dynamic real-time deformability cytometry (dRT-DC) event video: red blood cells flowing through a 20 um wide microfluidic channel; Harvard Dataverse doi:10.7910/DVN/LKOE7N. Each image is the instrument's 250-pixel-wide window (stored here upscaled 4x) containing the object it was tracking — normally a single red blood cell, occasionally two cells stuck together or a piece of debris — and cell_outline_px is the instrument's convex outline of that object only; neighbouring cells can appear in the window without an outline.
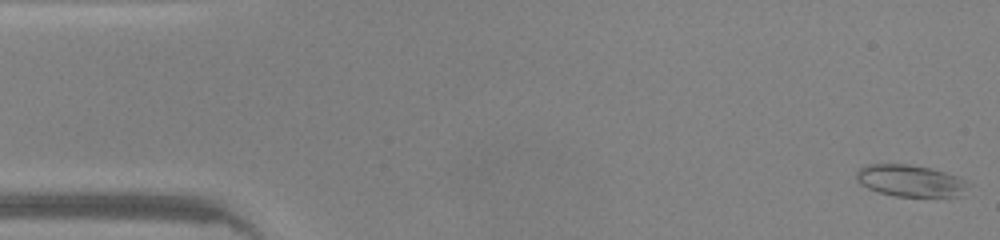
{"species": "common noctule bat (a hibernating species)", "species_latin": "Nyctalus noctula", "temperature_condition": "warm", "stored_images_in_passage": 47, "camera_frame_rate_fps": 3000, "um_per_image_px": 0.085, "animal": {"sex": "male", "body_mass_g": 20.0, "forearm_length_mm": 53.3}, "frame": {"image": 1, "passage_image": 1, "time_ms": 0.0, "image_size_px": [1000, 240], "cell_outline_px": [[968, 184], [956, 196], [896, 196], [880, 192], [868, 188], [860, 184], [856, 180], [856, 172], [860, 168], [868, 164], [908, 164], [928, 168], [944, 172], [956, 176], [964, 180]], "centroid_in_image_um": [77.28, 15.35], "position_along_channel_um": 7.7, "area_um2": 20.17}}
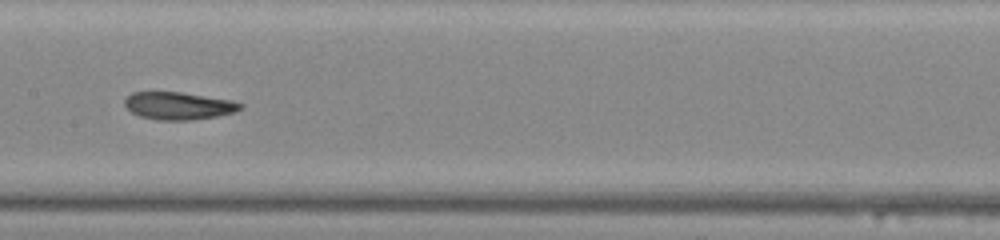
{"frame": {"image": 2, "passage_image": 23, "time_ms": 7.333, "image_size_px": [1000, 240], "cell_outline_px": [[244, 108], [236, 112], [216, 116], [192, 120], [156, 120], [140, 116], [132, 112], [124, 104], [124, 100], [132, 92], [180, 92], [232, 100], [244, 104]], "centroid_in_image_um": [15.21, 8.99], "position_along_channel_um": 192.2, "area_um2": 18.61}}
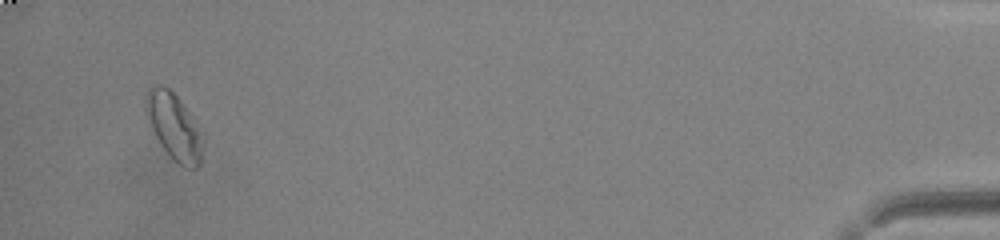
{"frame": {"image": 3, "passage_image": 45, "time_ms": 14.667, "image_size_px": [1000, 240], "cell_outline_px": [[200, 164], [196, 168], [184, 168], [172, 160], [156, 136], [152, 128], [144, 108], [144, 96], [148, 88], [160, 84], [168, 88], [184, 104], [192, 116], [196, 132], [200, 152]], "centroid_in_image_um": [14.69, 10.7], "position_along_channel_um": 420.5, "area_um2": 21.1}, "authors_computed_cell_mechanics": {"area_um2": 19.8254, "velocity_mm_per_s": 4.2676, "shape_relaxation_time_tau1_ms": 2.7198, "shape_relaxation_time_tau2_ms": 1.9694, "deformation_change_tau1": 0.1315, "deformation_change_tau2": 0.075}}